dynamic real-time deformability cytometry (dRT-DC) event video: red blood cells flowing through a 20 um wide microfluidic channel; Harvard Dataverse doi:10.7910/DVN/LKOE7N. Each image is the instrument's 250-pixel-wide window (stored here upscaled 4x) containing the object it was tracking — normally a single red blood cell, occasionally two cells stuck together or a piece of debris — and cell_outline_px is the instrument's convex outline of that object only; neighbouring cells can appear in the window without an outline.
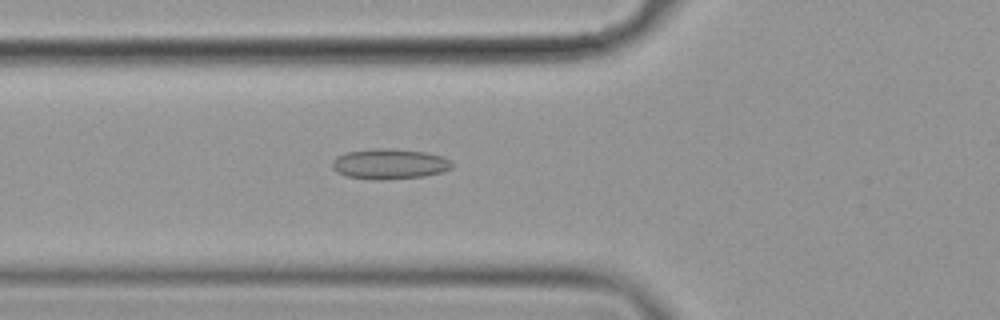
{"species": "common noctule bat (a hibernating species)", "species_latin": "Nyctalus noctula", "temperature_condition": "cold", "stored_images_in_passage": 6, "camera_frame_rate_fps": 3000, "um_per_image_px": 0.085, "animal": {"sex": "female", "body_mass_g": 19.9}, "frame": {"image": 1, "passage_image": 6, "time_ms": 1.667, "image_size_px": [1000, 320], "cell_outline_px": [[452, 168], [444, 172], [424, 176], [384, 180], [376, 180], [348, 176], [336, 172], [332, 168], [332, 160], [336, 156], [348, 152], [372, 148], [392, 148], [424, 152], [444, 156], [452, 164]], "centroid_in_image_um": [33.1, 13.93], "position_along_channel_um": 92.7, "area_um2": 21.33}}